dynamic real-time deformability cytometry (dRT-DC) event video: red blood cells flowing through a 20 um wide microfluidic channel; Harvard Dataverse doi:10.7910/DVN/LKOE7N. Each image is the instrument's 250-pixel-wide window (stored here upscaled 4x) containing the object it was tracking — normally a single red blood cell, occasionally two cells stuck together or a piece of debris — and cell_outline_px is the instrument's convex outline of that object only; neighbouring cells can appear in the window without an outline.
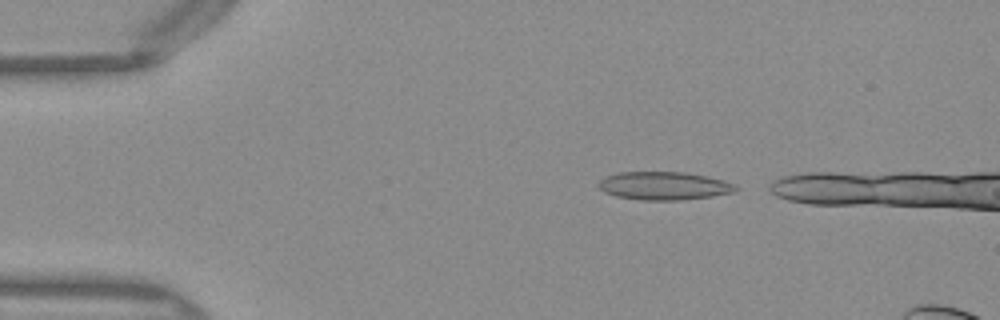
{"species": "Egyptian fruit bat (a non-hibernating species)", "species_latin": "Rousettus aegyptiacus", "temperature_condition": "warm", "stored_images_in_passage": 6, "camera_frame_rate_fps": 3000, "um_per_image_px": 0.085, "frame": {"image": 1, "passage_image": 3, "time_ms": 0.667, "image_size_px": [1000, 320], "cell_outline_px": [[740, 188], [736, 192], [712, 196], [680, 200], [640, 200], [616, 196], [604, 192], [596, 184], [604, 176], [620, 172], [684, 172], [708, 176], [724, 180], [736, 184]], "centroid_in_image_um": [56.47, 15.79], "position_along_channel_um": 28.5, "area_um2": 22.77}}